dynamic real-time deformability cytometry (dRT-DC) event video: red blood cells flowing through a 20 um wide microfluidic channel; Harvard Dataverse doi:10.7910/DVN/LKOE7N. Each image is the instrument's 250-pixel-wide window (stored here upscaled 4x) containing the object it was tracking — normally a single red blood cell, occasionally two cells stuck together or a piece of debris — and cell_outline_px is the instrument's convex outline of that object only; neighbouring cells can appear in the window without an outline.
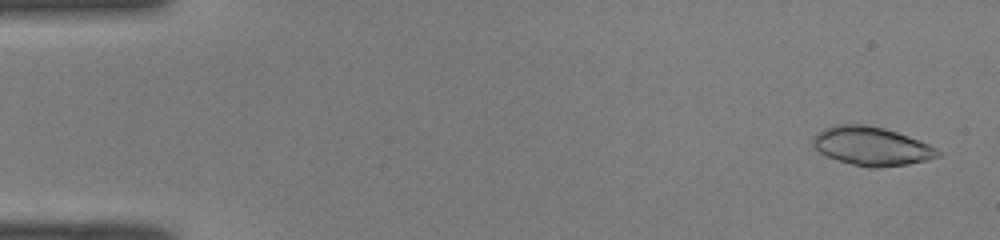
{"species": "common noctule bat (a hibernating species)", "species_latin": "Nyctalus noctula", "temperature_condition": "room temperature", "stored_images_in_passage": 49, "camera_frame_rate_fps": 3000, "um_per_image_px": 0.085, "animal": {"sex": "male", "body_mass_g": 19.0, "forearm_length_mm": 50.8}, "frame": {"image": 1, "passage_image": 2, "time_ms": 0.333, "image_size_px": [1000, 240], "cell_outline_px": [[940, 156], [928, 160], [908, 164], [876, 168], [872, 168], [852, 164], [836, 160], [820, 152], [812, 144], [812, 140], [824, 128], [836, 124], [864, 124], [884, 128], [908, 136], [928, 144], [936, 148], [940, 152]], "centroid_in_image_um": [74.09, 12.43], "position_along_channel_um": 10.9, "area_um2": 27.92}}
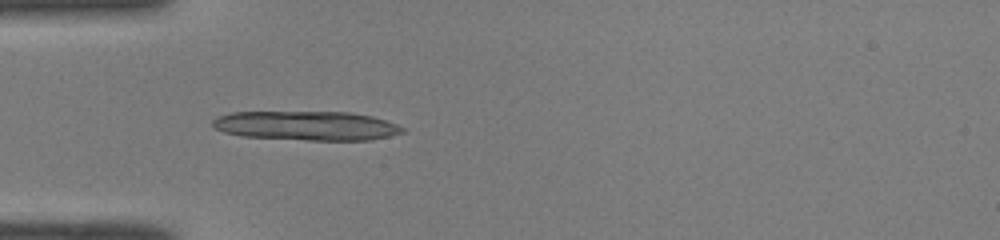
{"frame": {"image": 2, "passage_image": 15, "time_ms": 4.667, "image_size_px": [1000, 240], "cell_outline_px": [[404, 132], [372, 140], [308, 140], [244, 136], [224, 132], [212, 128], [212, 120], [216, 116], [232, 112], [348, 112], [372, 116], [396, 124], [404, 128]], "centroid_in_image_um": [26.02, 10.68], "position_along_channel_um": 59.0, "area_um2": 32.31}}